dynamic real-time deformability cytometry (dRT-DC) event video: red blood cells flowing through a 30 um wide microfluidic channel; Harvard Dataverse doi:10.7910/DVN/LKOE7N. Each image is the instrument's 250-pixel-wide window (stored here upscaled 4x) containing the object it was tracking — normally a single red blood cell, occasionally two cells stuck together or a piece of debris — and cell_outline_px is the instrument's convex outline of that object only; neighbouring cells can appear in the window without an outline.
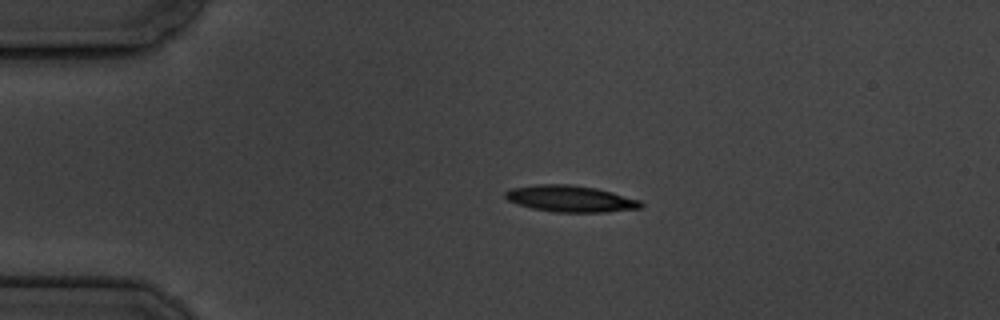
{"species": "common noctule bat (a hibernating species)", "species_latin": "Nyctalus noctula", "temperature_condition": "cold", "stored_images_in_passage": 3, "camera_frame_rate_fps": 3000, "um_per_image_px": 0.085, "animal": {"sex": "male", "body_mass_g": 19.5, "forearm_length_mm": 54.6}, "frame": {"image": 1, "passage_image": 1, "time_ms": 0.0, "image_size_px": [1000, 320], "cell_outline_px": [[644, 204], [640, 208], [604, 212], [556, 212], [532, 208], [508, 200], [504, 196], [504, 192], [512, 188], [536, 184], [572, 184], [596, 188], [612, 192], [640, 200]], "centroid_in_image_um": [48.49, 16.88], "position_along_channel_um": 36.5, "area_um2": 20.81}}
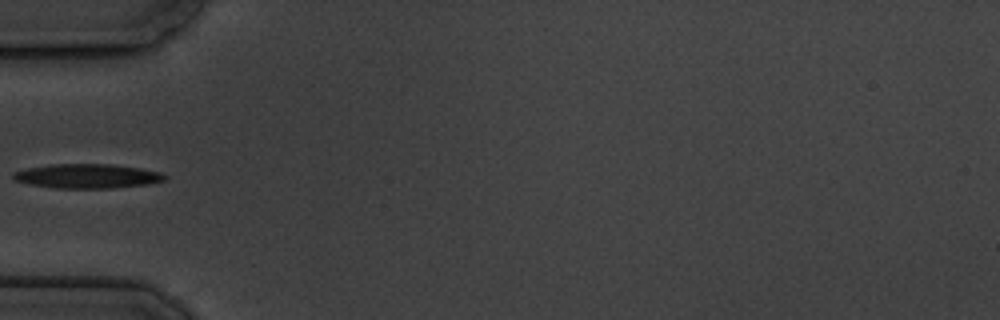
{"frame": {"image": 2, "passage_image": 3, "time_ms": 2.333, "image_size_px": [1000, 320], "cell_outline_px": [[168, 176], [164, 180], [148, 184], [112, 188], [56, 188], [32, 184], [16, 180], [12, 176], [12, 172], [28, 168], [52, 164], [112, 164], [140, 168], [160, 172]], "centroid_in_image_um": [7.45, 14.96], "position_along_channel_um": 77.6, "area_um2": 21.33}}